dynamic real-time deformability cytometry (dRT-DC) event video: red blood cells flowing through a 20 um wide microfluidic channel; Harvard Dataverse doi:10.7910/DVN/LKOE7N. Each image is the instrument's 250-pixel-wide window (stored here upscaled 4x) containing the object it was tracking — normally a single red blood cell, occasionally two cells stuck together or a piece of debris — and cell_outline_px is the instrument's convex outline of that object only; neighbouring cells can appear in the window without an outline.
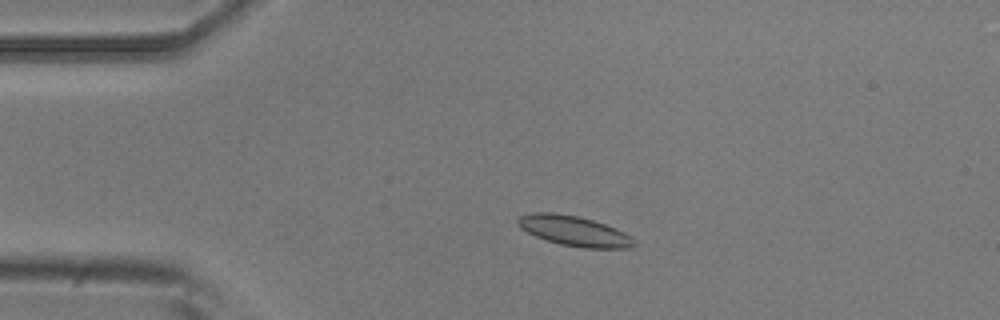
{"species": "common noctule bat (a hibernating species)", "species_latin": "Nyctalus noctula", "temperature_condition": "room temperature", "stored_images_in_passage": 4, "camera_frame_rate_fps": 3000, "um_per_image_px": 0.085, "animal": {"sex": "male", "body_mass_g": 20.5, "forearm_length_mm": 52.5}, "frame": {"image": 1, "passage_image": 3, "time_ms": 2.333, "image_size_px": [1000, 320], "cell_outline_px": [[636, 244], [628, 248], [584, 248], [560, 244], [536, 236], [520, 228], [516, 224], [516, 216], [532, 212], [552, 212], [580, 216], [616, 228], [632, 236], [636, 240]], "centroid_in_image_um": [48.78, 19.61], "position_along_channel_um": 36.2, "area_um2": 20.58}}